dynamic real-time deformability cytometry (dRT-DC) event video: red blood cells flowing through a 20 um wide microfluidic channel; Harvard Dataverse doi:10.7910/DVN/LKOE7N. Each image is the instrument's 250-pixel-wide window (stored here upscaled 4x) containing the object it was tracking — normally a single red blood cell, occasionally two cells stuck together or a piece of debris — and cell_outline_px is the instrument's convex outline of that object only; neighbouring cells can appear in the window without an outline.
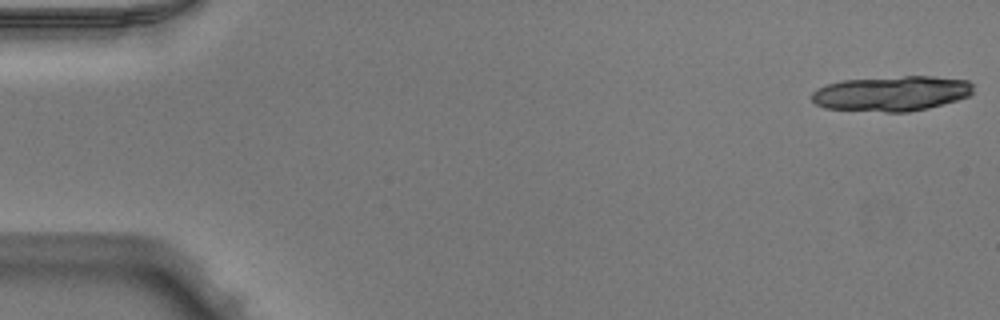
{"species": "Egyptian fruit bat (a non-hibernating species)", "species_latin": "Rousettus aegyptiacus", "temperature_condition": "warm", "stored_images_in_passage": 17, "camera_frame_rate_fps": 3000, "um_per_image_px": 0.085, "animal": {"sex": "male"}, "frame": {"image": 1, "passage_image": 1, "time_ms": 0.0, "image_size_px": [1000, 320], "cell_outline_px": [[972, 92], [968, 96], [956, 100], [928, 108], [908, 112], [884, 112], [824, 108], [816, 104], [812, 100], [812, 92], [816, 88], [840, 80], [904, 76], [932, 76], [968, 80], [972, 84]], "centroid_in_image_um": [75.76, 7.94], "position_along_channel_um": 9.2, "area_um2": 33.06}}